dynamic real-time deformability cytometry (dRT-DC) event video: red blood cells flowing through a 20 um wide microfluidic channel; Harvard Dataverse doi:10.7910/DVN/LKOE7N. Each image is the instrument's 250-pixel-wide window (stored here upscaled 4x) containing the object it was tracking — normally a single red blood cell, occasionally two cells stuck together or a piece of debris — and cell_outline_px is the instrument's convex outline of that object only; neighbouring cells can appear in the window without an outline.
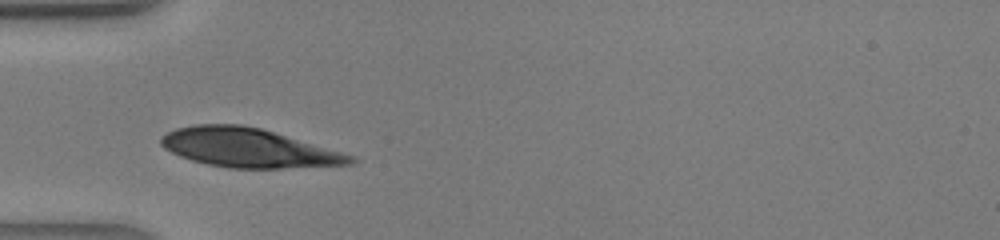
{"species": "human", "species_latin": "Homo sapiens", "temperature_condition": "warm", "stored_images_in_passage": 23, "camera_frame_rate_fps": 3000, "um_per_image_px": 0.085, "donor": {"sex": "male"}, "frame": {"image": 1, "passage_image": 1, "time_ms": 0.0, "image_size_px": [1000, 240], "cell_outline_px": [[356, 160], [352, 164], [280, 168], [228, 168], [208, 164], [192, 160], [180, 156], [164, 148], [160, 144], [160, 136], [176, 128], [196, 124], [240, 124], [260, 128], [356, 156]], "centroid_in_image_um": [21.09, 12.56], "position_along_channel_um": 63.9, "area_um2": 42.77}}
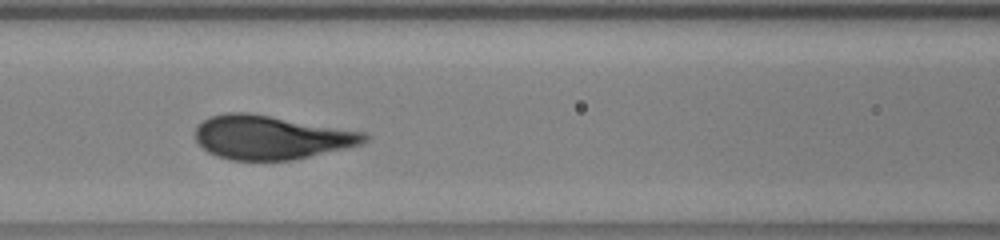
{"frame": {"image": 2, "passage_image": 6, "time_ms": 1.667, "image_size_px": [1000, 240], "cell_outline_px": [[368, 140], [364, 144], [296, 160], [232, 160], [216, 156], [208, 152], [196, 140], [196, 124], [212, 116], [228, 112], [248, 112], [364, 132], [368, 136]], "centroid_in_image_um": [23.05, 11.68], "position_along_channel_um": 143.6, "area_um2": 43.23}}
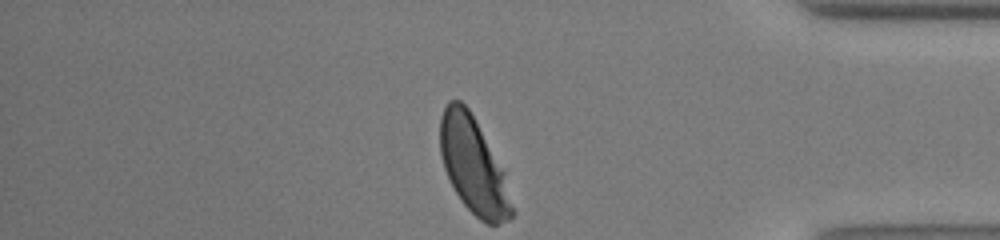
{"frame": {"image": 3, "passage_image": 23, "time_ms": 7.333, "image_size_px": [1000, 240], "cell_outline_px": [[516, 212], [508, 220], [500, 224], [488, 224], [480, 220], [464, 204], [456, 192], [444, 168], [440, 152], [440, 116], [448, 100], [460, 100], [468, 108], [504, 168]], "centroid_in_image_um": [40.28, 14.1], "position_along_channel_um": 394.9, "area_um2": 40.46}}